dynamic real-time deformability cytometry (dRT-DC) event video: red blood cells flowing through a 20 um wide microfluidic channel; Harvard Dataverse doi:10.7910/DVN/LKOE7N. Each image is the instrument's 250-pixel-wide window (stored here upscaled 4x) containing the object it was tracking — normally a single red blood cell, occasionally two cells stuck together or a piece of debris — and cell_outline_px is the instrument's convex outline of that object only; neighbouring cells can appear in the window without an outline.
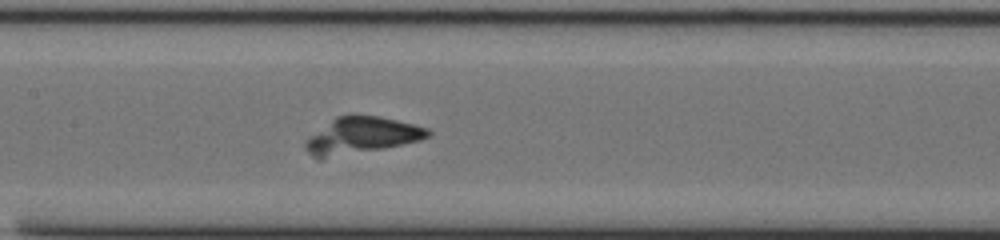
{"species": "common noctule bat (a hibernating species)", "species_latin": "Nyctalus noctula", "temperature_condition": "cold", "stored_images_in_passage": 47, "camera_frame_rate_fps": 3000, "um_per_image_px": 0.085, "animal": {"sex": "male", "body_mass_g": 20.0, "forearm_length_mm": 53.3}, "frame": {"image": 1, "passage_image": 18, "time_ms": 5.667, "image_size_px": [1000, 240], "cell_outline_px": [[432, 136], [420, 140], [384, 148], [320, 160], [316, 160], [304, 148], [304, 140], [336, 116], [352, 112], [380, 116], [428, 128], [432, 132]], "centroid_in_image_um": [30.68, 11.51], "position_along_channel_um": 176.7, "area_um2": 26.7}}
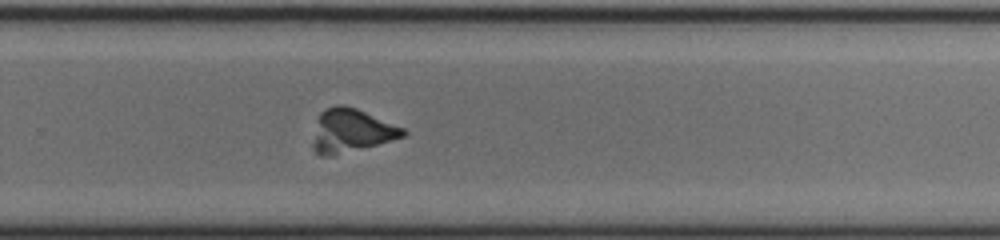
{"frame": {"image": 2, "passage_image": 28, "time_ms": 9.0, "image_size_px": [1000, 240], "cell_outline_px": [[408, 132], [404, 136], [392, 140], [332, 156], [320, 156], [312, 148], [312, 144], [320, 112], [324, 108], [336, 104], [344, 104], [356, 108], [404, 128]], "centroid_in_image_um": [29.84, 11.1], "position_along_channel_um": 300.0, "area_um2": 22.66}}
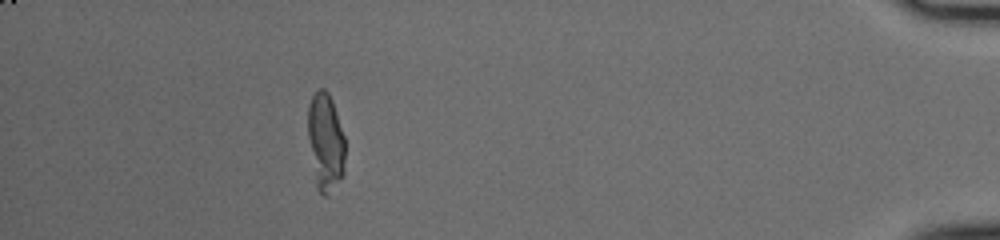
{"frame": {"image": 3, "passage_image": 42, "time_ms": 13.667, "image_size_px": [1000, 240], "cell_outline_px": [[344, 176], [324, 196], [316, 188], [308, 136], [308, 104], [316, 88], [324, 88], [328, 92], [332, 100], [344, 136]], "centroid_in_image_um": [27.66, 12.02], "position_along_channel_um": 407.5, "area_um2": 21.1}}